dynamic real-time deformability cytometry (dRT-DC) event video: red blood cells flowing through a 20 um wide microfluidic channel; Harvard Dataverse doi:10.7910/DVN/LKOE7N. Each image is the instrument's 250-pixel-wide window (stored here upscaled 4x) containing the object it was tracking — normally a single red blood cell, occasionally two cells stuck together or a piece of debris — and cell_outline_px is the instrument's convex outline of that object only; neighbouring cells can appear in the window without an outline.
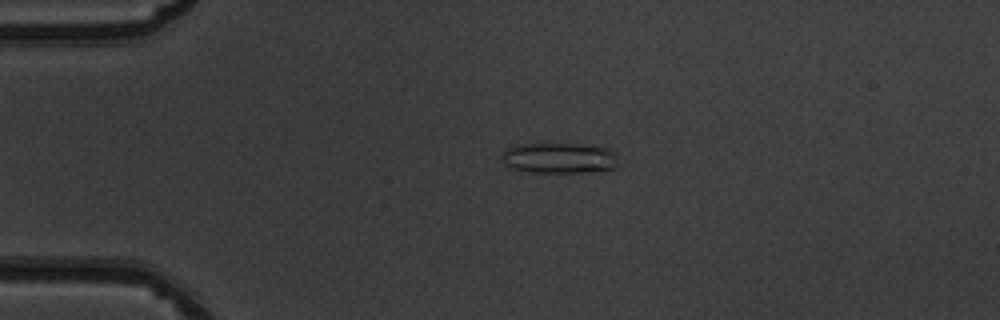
{"species": "common noctule bat (a hibernating species)", "species_latin": "Nyctalus noctula", "temperature_condition": "warm", "stored_images_in_passage": 40, "camera_frame_rate_fps": 3000, "um_per_image_px": 0.085, "animal": {"sex": "male", "body_mass_g": 19.5, "forearm_length_mm": 54.6}, "frame": {"image": 1, "passage_image": 1, "time_ms": 0.0, "image_size_px": [1000, 320], "cell_outline_px": [[616, 168], [584, 172], [528, 172], [508, 168], [504, 164], [504, 152], [508, 148], [516, 144], [580, 144], [608, 148], [616, 152]], "centroid_in_image_um": [47.53, 13.43], "position_along_channel_um": 37.5, "area_um2": 20.69}}
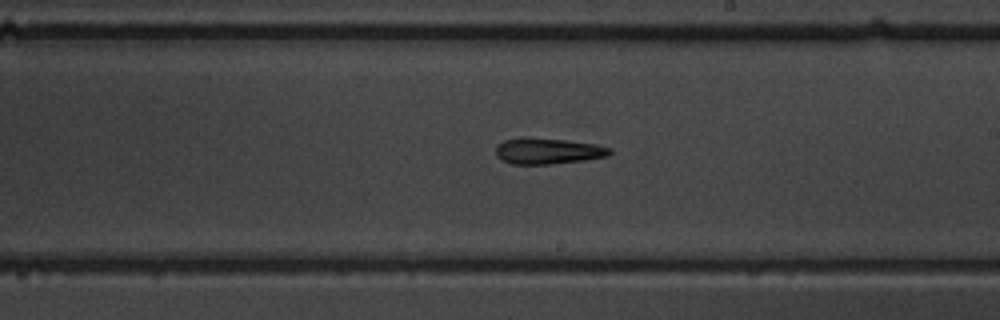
{"frame": {"image": 2, "passage_image": 19, "time_ms": 6.0, "image_size_px": [1000, 320], "cell_outline_px": [[612, 152], [608, 156], [584, 160], [552, 164], [512, 164], [500, 160], [496, 156], [496, 144], [504, 140], [524, 136], [528, 136], [564, 140], [596, 144], [612, 148]], "centroid_in_image_um": [46.53, 12.83], "position_along_channel_um": 242.5, "area_um2": 17.63}}
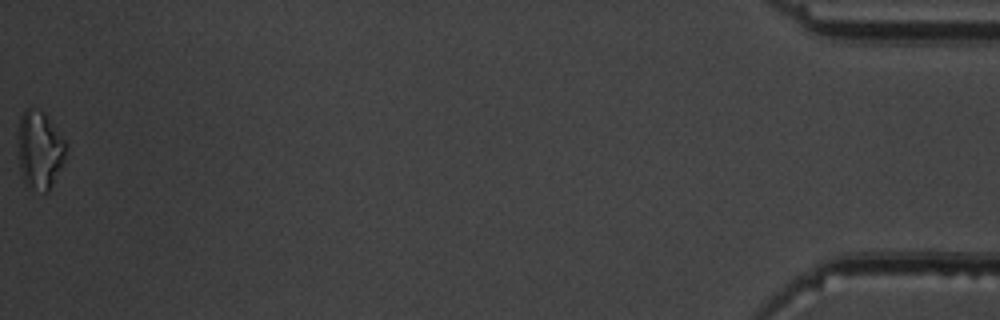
{"frame": {"image": 3, "passage_image": 40, "time_ms": 13.0, "image_size_px": [1000, 320], "cell_outline_px": [[64, 160], [48, 192], [44, 192], [24, 184], [20, 168], [16, 136], [20, 116], [24, 108], [32, 108], [44, 112], [64, 140]], "centroid_in_image_um": [3.3, 12.71], "position_along_channel_um": 431.9, "area_um2": 21.68}, "authors_computed_cell_mechanics": {"area_um2": 17.5423, "velocity_mm_per_s": 4.0589, "shape_relaxation_time_tau1_ms": 6.2735, "shape_relaxation_time_tau2_ms": 10.5934, "deformation_change_tau1": 0.2152, "deformation_change_tau2": 0.3169}}